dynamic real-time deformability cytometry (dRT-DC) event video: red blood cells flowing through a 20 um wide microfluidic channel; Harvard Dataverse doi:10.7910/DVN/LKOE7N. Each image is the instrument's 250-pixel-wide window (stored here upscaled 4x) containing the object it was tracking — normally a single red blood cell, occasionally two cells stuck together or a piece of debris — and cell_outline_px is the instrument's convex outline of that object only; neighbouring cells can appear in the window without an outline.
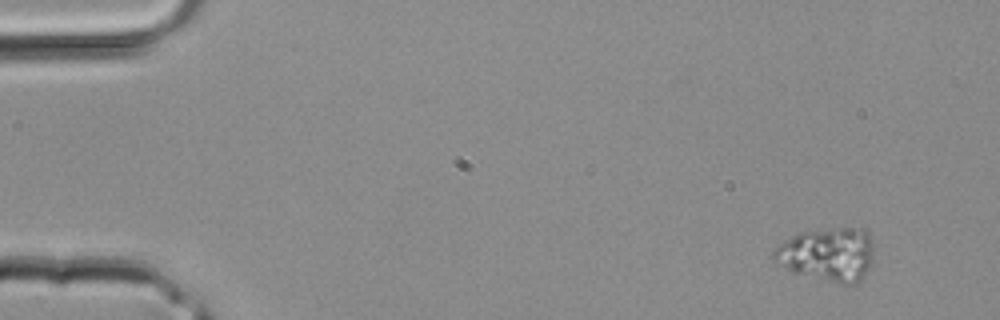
{"species": "common noctule bat (a hibernating species)", "species_latin": "Nyctalus noctula", "temperature_condition": "room temperature", "stored_images_in_passage": 2, "camera_frame_rate_fps": 3000, "um_per_image_px": 0.085, "animal": {"sex": "male", "body_mass_g": 20.4}, "frame": {"image": 1, "passage_image": 1, "time_ms": 0.0, "image_size_px": [1000, 320], "cell_outline_px": [[872, 260], [864, 276], [860, 280], [852, 284], [840, 284], [792, 272], [772, 260], [772, 252], [784, 240], [800, 232], [828, 228], [864, 228], [868, 232], [872, 240]], "centroid_in_image_um": [70.34, 21.61], "position_along_channel_um": 14.7, "area_um2": 31.39}}
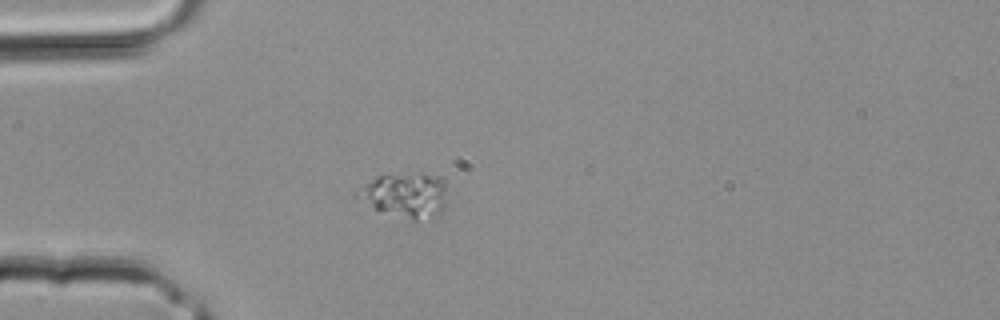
{"frame": {"image": 2, "passage_image": 2, "time_ms": 0.333, "image_size_px": [1000, 320], "cell_outline_px": [[444, 208], [440, 212], [416, 220], [412, 220], [376, 208], [352, 196], [352, 192], [376, 176], [440, 176], [444, 180]], "centroid_in_image_um": [34.37, 16.59], "position_along_channel_um": 50.6, "area_um2": 22.14}}